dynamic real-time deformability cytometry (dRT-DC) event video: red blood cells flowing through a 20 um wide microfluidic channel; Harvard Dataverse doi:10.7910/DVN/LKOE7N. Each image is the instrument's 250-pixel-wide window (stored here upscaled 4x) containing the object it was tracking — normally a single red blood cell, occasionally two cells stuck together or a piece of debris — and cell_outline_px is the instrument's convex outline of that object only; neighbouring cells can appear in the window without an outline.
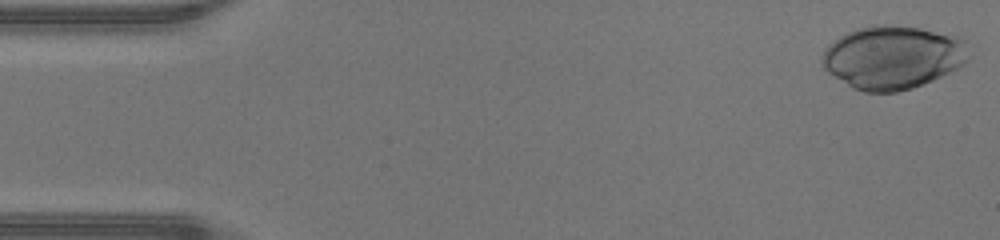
{"species": "human", "species_latin": "Homo sapiens", "temperature_condition": "warm", "stored_images_in_passage": 46, "camera_frame_rate_fps": 3000, "um_per_image_px": 0.085, "donor": {"sex": "male"}, "frame": {"image": 1, "passage_image": 1, "time_ms": 0.0, "image_size_px": [1000, 240], "cell_outline_px": [[968, 60], [964, 64], [932, 80], [912, 88], [896, 92], [864, 92], [852, 88], [828, 72], [820, 64], [820, 60], [828, 44], [840, 36], [856, 28], [872, 24], [888, 24], [920, 28], [956, 36], [964, 40]], "centroid_in_image_um": [75.83, 4.86], "position_along_channel_um": 9.2, "area_um2": 53.93}}
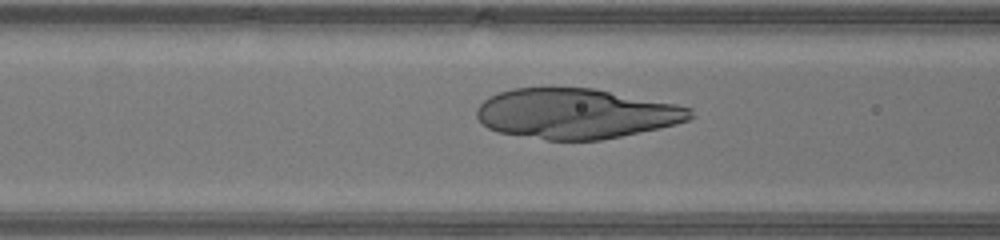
{"frame": {"image": 2, "passage_image": 18, "time_ms": 5.667, "image_size_px": [1000, 240], "cell_outline_px": [[696, 116], [688, 120], [676, 124], [620, 136], [600, 140], [548, 140], [496, 132], [488, 128], [476, 116], [476, 108], [488, 96], [512, 88], [548, 84], [552, 84], [592, 88], [676, 104], [692, 108]], "centroid_in_image_um": [48.91, 9.61], "position_along_channel_um": 117.7, "area_um2": 63.52}}
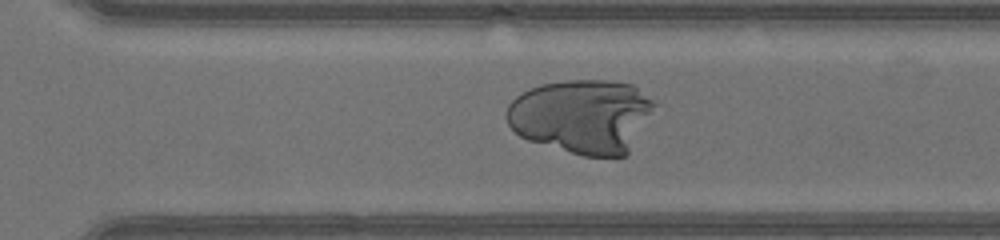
{"frame": {"image": 3, "passage_image": 32, "time_ms": 10.333, "image_size_px": [1000, 240], "cell_outline_px": [[656, 104], [628, 152], [624, 156], [584, 156], [528, 140], [520, 136], [508, 124], [504, 116], [508, 104], [516, 96], [540, 84], [564, 80], [604, 80], [632, 84], [656, 100]], "centroid_in_image_um": [49.45, 9.86], "position_along_channel_um": 321.2, "area_um2": 63.58}}